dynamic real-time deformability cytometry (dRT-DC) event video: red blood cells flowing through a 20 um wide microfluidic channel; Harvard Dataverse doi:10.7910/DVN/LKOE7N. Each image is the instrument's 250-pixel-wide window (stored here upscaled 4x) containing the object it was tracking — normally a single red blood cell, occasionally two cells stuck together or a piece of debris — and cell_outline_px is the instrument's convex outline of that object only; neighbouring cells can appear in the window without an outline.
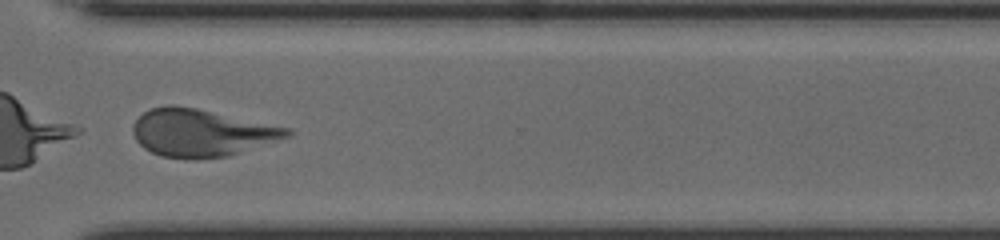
{"species": "human", "species_latin": "Homo sapiens", "temperature_condition": "cold", "stored_images_in_passage": 55, "camera_frame_rate_fps": 3000, "um_per_image_px": 0.085, "donor": {"sex": "female"}, "frame": {"image": 1, "passage_image": 42, "time_ms": 13.667, "image_size_px": [1000, 240], "cell_outline_px": [[292, 132], [288, 136], [228, 156], [196, 160], [188, 160], [160, 156], [144, 148], [136, 140], [132, 132], [132, 128], [136, 120], [144, 112], [152, 108], [164, 104], [172, 104], [196, 108], [292, 128]], "centroid_in_image_um": [17.07, 11.29], "position_along_channel_um": 353.5, "area_um2": 42.66}}